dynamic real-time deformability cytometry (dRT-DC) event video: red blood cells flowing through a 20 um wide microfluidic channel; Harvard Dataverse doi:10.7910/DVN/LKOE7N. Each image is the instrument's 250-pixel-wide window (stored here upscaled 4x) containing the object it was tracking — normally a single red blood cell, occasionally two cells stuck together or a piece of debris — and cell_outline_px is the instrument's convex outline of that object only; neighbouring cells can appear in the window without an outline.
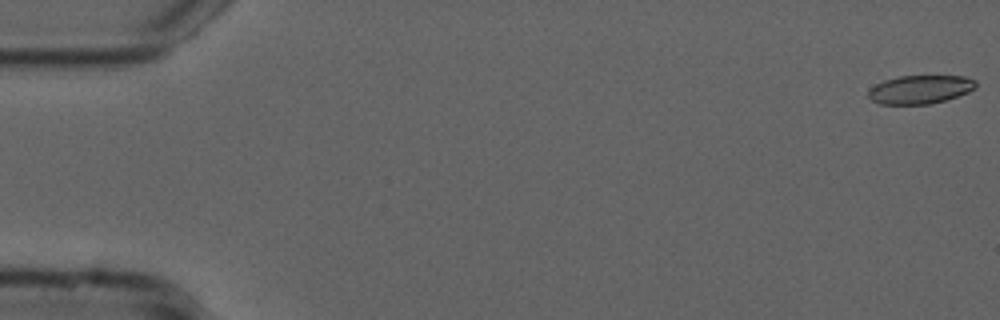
{"species": "common noctule bat (a hibernating species)", "species_latin": "Nyctalus noctula", "temperature_condition": "cold", "stored_images_in_passage": 52, "camera_frame_rate_fps": 3000, "um_per_image_px": 0.085, "animal": {"sex": "male", "forearm_length_mm": 52.5}, "frame": {"image": 1, "passage_image": 1, "time_ms": 0.0, "image_size_px": [1000, 320], "cell_outline_px": [[976, 88], [968, 92], [944, 100], [928, 104], [880, 104], [872, 100], [868, 96], [868, 92], [876, 84], [884, 80], [900, 76], [964, 76], [976, 80]], "centroid_in_image_um": [78.22, 7.6], "position_along_channel_um": 6.8, "area_um2": 17.69}}
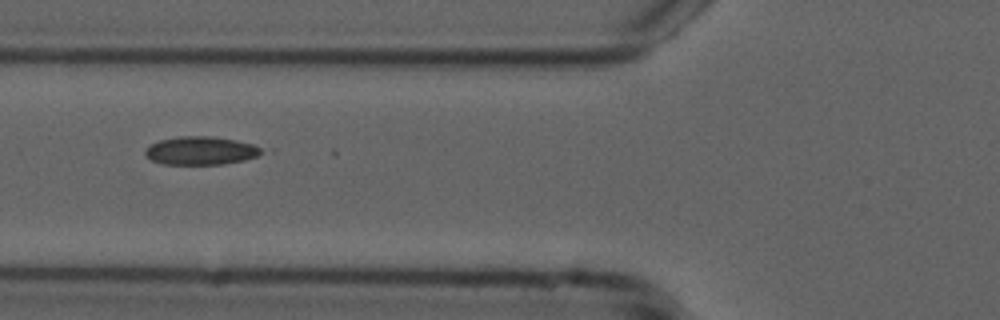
{"frame": {"image": 2, "passage_image": 21, "time_ms": 6.667, "image_size_px": [1000, 320], "cell_outline_px": [[264, 152], [256, 156], [244, 160], [224, 164], [164, 164], [152, 160], [144, 152], [144, 148], [160, 140], [180, 136], [212, 136], [236, 140], [252, 144], [260, 148]], "centroid_in_image_um": [17.06, 12.8], "position_along_channel_um": 108.7, "area_um2": 19.02}}
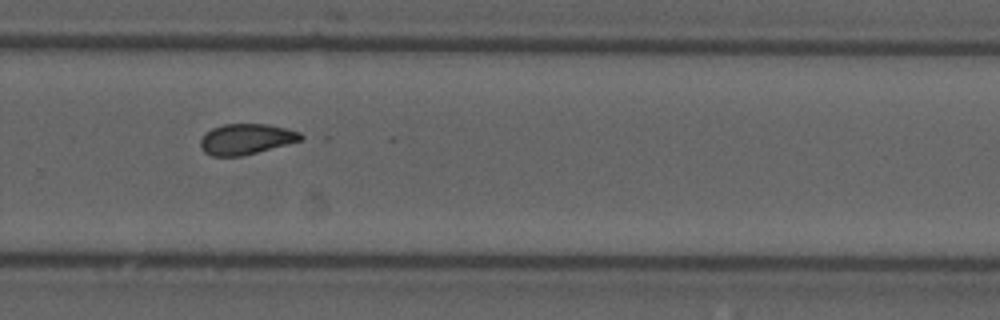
{"frame": {"image": 3, "passage_image": 37, "time_ms": 12.0, "image_size_px": [1000, 320], "cell_outline_px": [[308, 136], [304, 140], [240, 156], [212, 156], [204, 152], [200, 148], [200, 140], [212, 128], [224, 124], [268, 124], [300, 132]], "centroid_in_image_um": [20.97, 11.82], "position_along_channel_um": 308.8, "area_um2": 17.92}}